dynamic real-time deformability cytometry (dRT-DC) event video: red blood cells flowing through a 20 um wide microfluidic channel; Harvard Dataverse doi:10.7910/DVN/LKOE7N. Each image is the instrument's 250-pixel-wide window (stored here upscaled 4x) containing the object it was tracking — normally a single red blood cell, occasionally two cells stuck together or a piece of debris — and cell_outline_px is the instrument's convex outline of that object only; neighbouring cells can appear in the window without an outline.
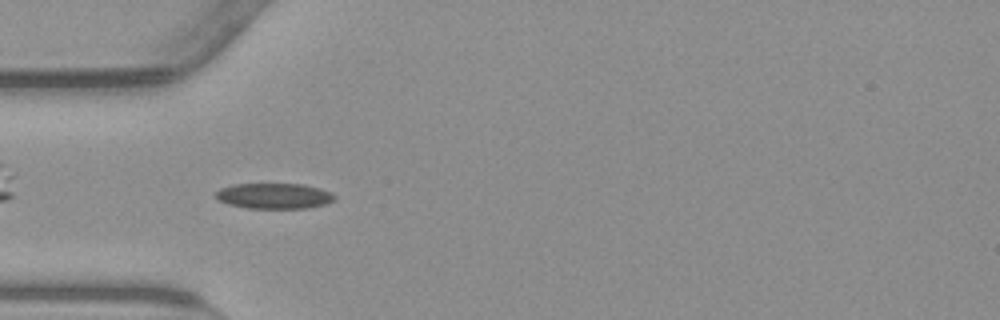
{"species": "common noctule bat (a hibernating species)", "species_latin": "Nyctalus noctula", "temperature_condition": "warm", "stored_images_in_passage": 36, "camera_frame_rate_fps": 3000, "um_per_image_px": 0.085, "animal": {"sex": "male", "body_mass_g": 23.1, "forearm_length_mm": 52.7}, "frame": {"image": 1, "passage_image": 3, "time_ms": 0.667, "image_size_px": [1000, 320], "cell_outline_px": [[336, 196], [332, 200], [324, 204], [304, 208], [248, 208], [228, 204], [220, 200], [216, 196], [216, 192], [220, 188], [236, 184], [300, 184], [316, 188], [328, 192]], "centroid_in_image_um": [23.25, 16.65], "position_along_channel_um": 61.8, "area_um2": 17.22}}
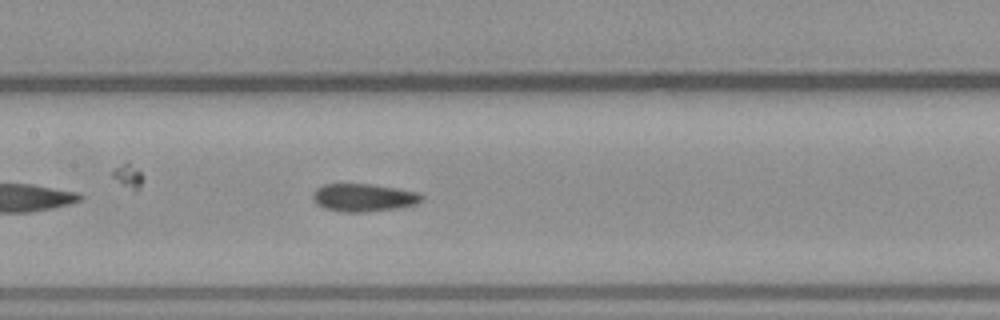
{"frame": {"image": 2, "passage_image": 12, "time_ms": 3.667, "image_size_px": [1000, 320], "cell_outline_px": [[424, 200], [416, 204], [396, 208], [364, 212], [340, 212], [324, 208], [312, 196], [316, 188], [324, 184], [372, 184], [396, 188], [416, 192], [424, 196]], "centroid_in_image_um": [30.93, 16.79], "position_along_channel_um": 176.5, "area_um2": 17.51}}
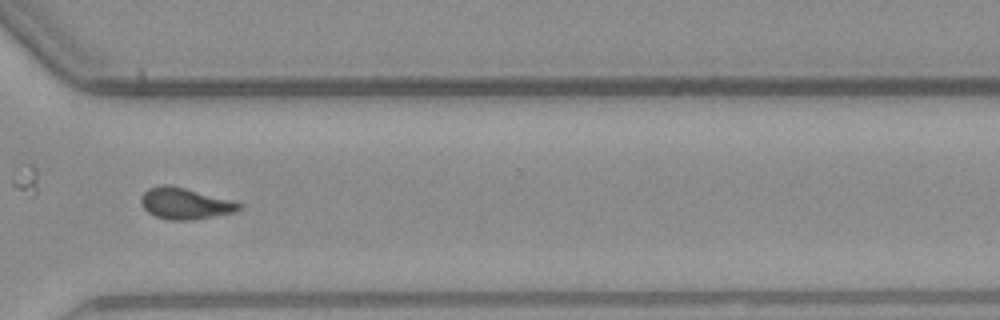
{"frame": {"image": 3, "passage_image": 26, "time_ms": 8.333, "image_size_px": [1000, 320], "cell_outline_px": [[240, 208], [232, 212], [192, 220], [168, 220], [156, 216], [148, 212], [144, 208], [140, 200], [140, 196], [148, 188], [160, 184], [168, 184], [232, 200], [240, 204]], "centroid_in_image_um": [15.66, 17.29], "position_along_channel_um": 354.9, "area_um2": 17.63}, "authors_computed_cell_mechanics": {"area_um2": 17.5134, "velocity_mm_per_s": 3.8296, "shape_relaxation_time_tau1_ms": null, "shape_relaxation_time_tau2_ms": 2.1302, "deformation_change_tau1": null, "deformation_change_tau2": 0.0896}}